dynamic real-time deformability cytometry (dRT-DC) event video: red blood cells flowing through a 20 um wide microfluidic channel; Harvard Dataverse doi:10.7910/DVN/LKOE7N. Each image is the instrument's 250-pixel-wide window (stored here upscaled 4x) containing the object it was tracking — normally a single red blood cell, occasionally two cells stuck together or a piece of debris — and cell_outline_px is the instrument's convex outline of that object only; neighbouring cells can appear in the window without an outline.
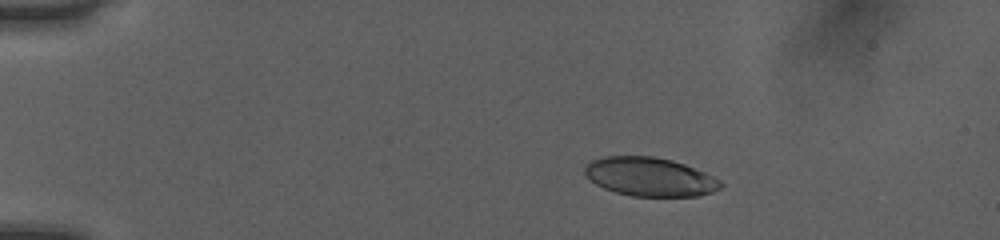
{"species": "human", "species_latin": "Homo sapiens", "temperature_condition": "room temperature", "stored_images_in_passage": 44, "camera_frame_rate_fps": 3000, "um_per_image_px": 0.085, "donor": {"sex": "female"}, "frame": {"image": 1, "passage_image": 2, "time_ms": 0.333, "image_size_px": [1000, 240], "cell_outline_px": [[724, 184], [720, 188], [712, 192], [696, 196], [632, 196], [616, 192], [604, 188], [596, 184], [584, 176], [584, 164], [592, 160], [604, 156], [652, 156], [672, 160], [684, 164], [704, 172], [720, 180]], "centroid_in_image_um": [55.2, 15.02], "position_along_channel_um": 29.8, "area_um2": 30.75}}
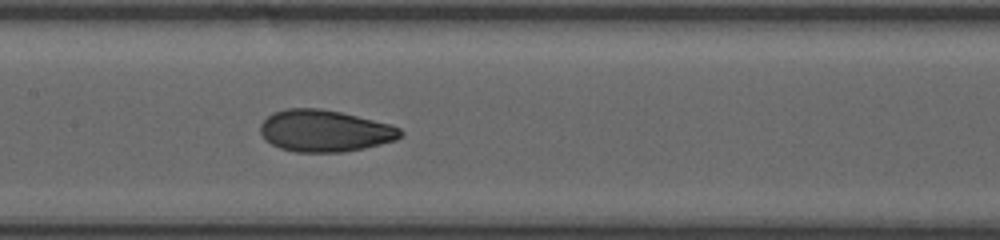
{"frame": {"image": 2, "passage_image": 19, "time_ms": 6.0, "image_size_px": [1000, 240], "cell_outline_px": [[404, 132], [396, 140], [364, 148], [344, 152], [296, 152], [280, 148], [272, 144], [260, 132], [260, 124], [272, 112], [288, 108], [320, 108], [340, 112], [392, 124], [400, 128]], "centroid_in_image_um": [27.62, 11.12], "position_along_channel_um": 179.8, "area_um2": 34.1}}
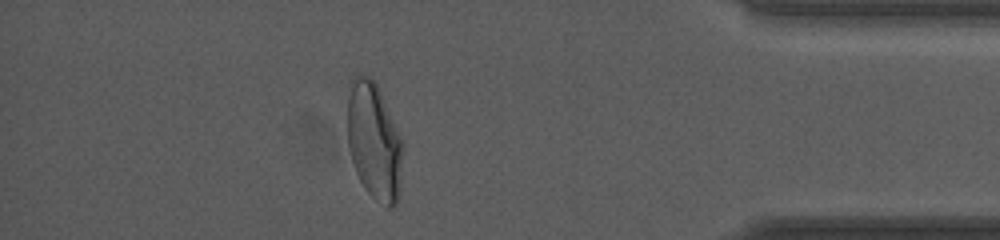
{"frame": {"image": 3, "passage_image": 38, "time_ms": 12.333, "image_size_px": [1000, 240], "cell_outline_px": [[404, 152], [400, 196], [396, 204], [392, 208], [388, 208], [376, 200], [364, 188], [356, 172], [352, 160], [348, 144], [348, 96], [352, 76], [356, 72], [360, 72], [368, 76], [376, 84], [404, 140]], "centroid_in_image_um": [31.84, 12.02], "position_along_channel_um": 403.4, "area_um2": 38.61}, "authors_computed_cell_mechanics": {"area_um2": 33.7552, "velocity_mm_per_s": 4.0461, "shape_relaxation_time_tau1_ms": 4.1733, "shape_relaxation_time_tau2_ms": 1.0542, "deformation_change_tau1": 0.162, "deformation_change_tau2": 0.0658}}